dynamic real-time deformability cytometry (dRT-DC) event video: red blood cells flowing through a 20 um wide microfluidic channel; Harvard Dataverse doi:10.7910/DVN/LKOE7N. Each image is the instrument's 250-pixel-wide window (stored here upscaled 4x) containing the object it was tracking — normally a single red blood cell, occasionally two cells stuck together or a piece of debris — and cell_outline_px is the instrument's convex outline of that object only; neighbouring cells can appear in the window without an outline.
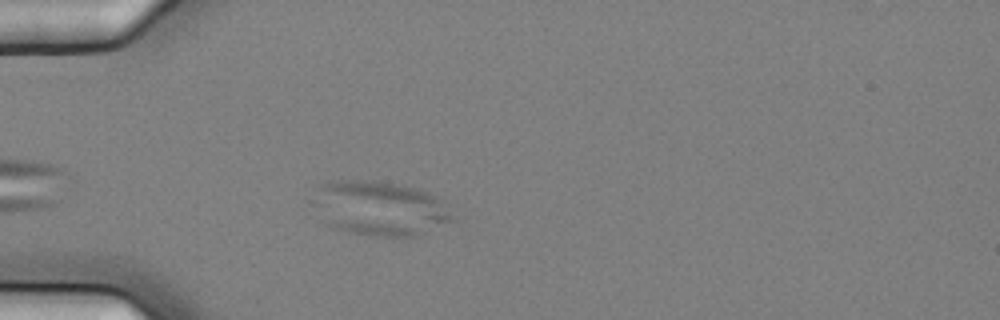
{"species": "common noctule bat (a hibernating species)", "species_latin": "Nyctalus noctula", "temperature_condition": "cold", "stored_images_in_passage": 3, "camera_frame_rate_fps": 3000, "um_per_image_px": 0.085, "animal": {"sex": "female", "body_mass_g": 25.1}, "frame": {"image": 1, "passage_image": 3, "time_ms": 0.667, "image_size_px": [1000, 320], "cell_outline_px": [[456, 220], [416, 236], [368, 236], [332, 228], [308, 204], [308, 200], [320, 184], [328, 180], [376, 180], [420, 188], [436, 196], [444, 204]], "centroid_in_image_um": [32.19, 17.69], "position_along_channel_um": 52.8, "area_um2": 45.32}}